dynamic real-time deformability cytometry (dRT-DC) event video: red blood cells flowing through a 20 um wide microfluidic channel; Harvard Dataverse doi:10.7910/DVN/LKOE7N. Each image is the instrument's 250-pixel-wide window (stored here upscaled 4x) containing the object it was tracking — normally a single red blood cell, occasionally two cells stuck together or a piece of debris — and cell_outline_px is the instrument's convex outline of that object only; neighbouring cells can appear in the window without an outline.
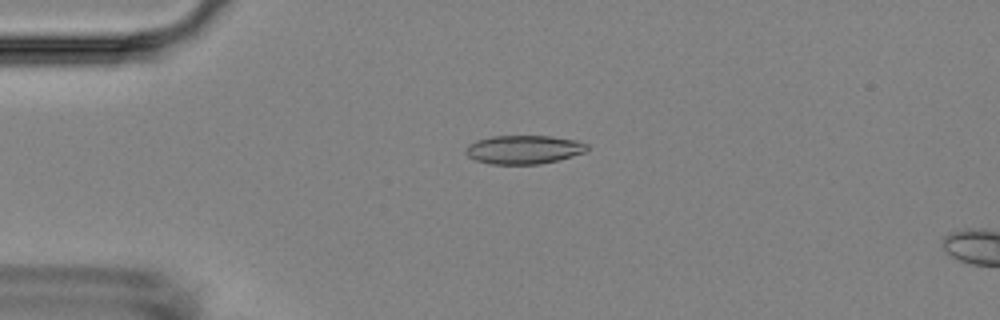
{"species": "Egyptian fruit bat (a non-hibernating species)", "species_latin": "Rousettus aegyptiacus", "temperature_condition": "room temperature", "stored_images_in_passage": 2, "camera_frame_rate_fps": 3000, "um_per_image_px": 0.085, "animal": {"sex": "female"}, "frame": {"image": 1, "passage_image": 1, "time_ms": 0.0, "image_size_px": [1000, 320], "cell_outline_px": [[588, 148], [584, 152], [572, 156], [540, 164], [492, 164], [476, 160], [468, 156], [464, 152], [464, 148], [468, 144], [476, 140], [492, 136], [552, 136], [576, 140], [588, 144]], "centroid_in_image_um": [44.49, 12.7], "position_along_channel_um": 40.5, "area_um2": 20.29}}